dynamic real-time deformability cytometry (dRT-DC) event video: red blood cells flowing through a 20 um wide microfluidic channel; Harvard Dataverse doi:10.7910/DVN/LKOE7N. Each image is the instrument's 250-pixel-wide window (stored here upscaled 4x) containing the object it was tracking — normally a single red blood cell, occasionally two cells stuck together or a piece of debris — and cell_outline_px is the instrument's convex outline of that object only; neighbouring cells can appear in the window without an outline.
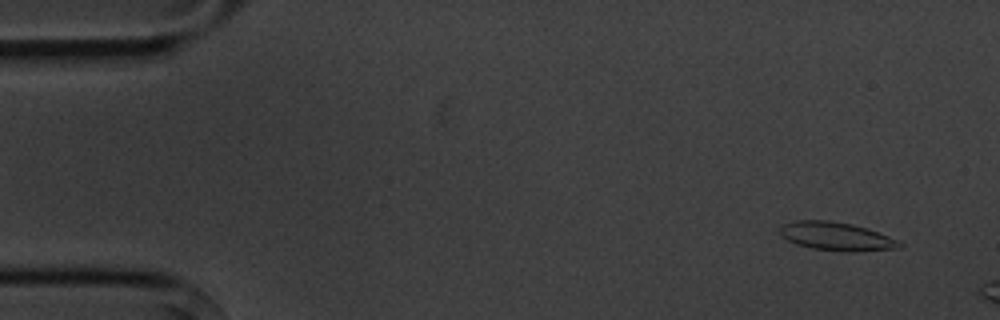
{"species": "common noctule bat (a hibernating species)", "species_latin": "Nyctalus noctula", "temperature_condition": "cold", "stored_images_in_passage": 4, "camera_frame_rate_fps": 3000, "um_per_image_px": 0.085, "animal": {"sex": "male", "body_mass_g": 20.1, "forearm_length_mm": 53.5}, "frame": {"image": 1, "passage_image": 1, "time_ms": 0.0, "image_size_px": [1000, 320], "cell_outline_px": [[904, 244], [900, 248], [852, 252], [848, 252], [812, 248], [796, 244], [788, 240], [780, 232], [780, 228], [784, 224], [796, 220], [828, 220], [852, 224], [868, 228], [888, 236]], "centroid_in_image_um": [71.12, 20.09], "position_along_channel_um": 13.9, "area_um2": 19.65}}